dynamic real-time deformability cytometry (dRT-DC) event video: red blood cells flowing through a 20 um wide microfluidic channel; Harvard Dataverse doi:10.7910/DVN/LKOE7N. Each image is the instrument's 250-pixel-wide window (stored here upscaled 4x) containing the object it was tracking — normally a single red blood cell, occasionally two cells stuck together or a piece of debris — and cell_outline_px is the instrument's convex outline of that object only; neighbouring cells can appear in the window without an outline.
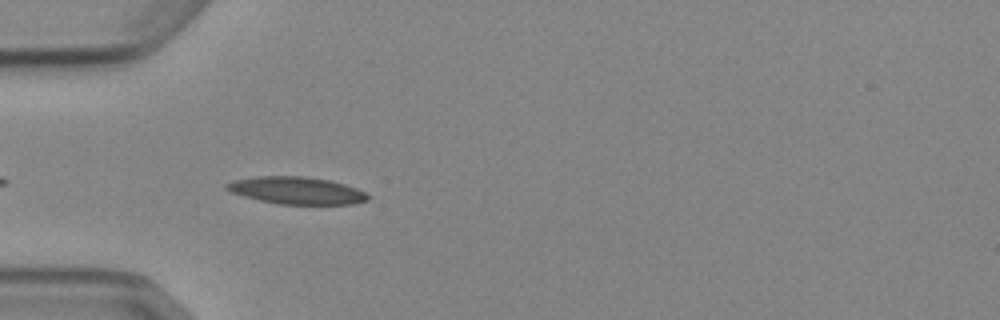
{"species": "Egyptian fruit bat (a non-hibernating species)", "species_latin": "Rousettus aegyptiacus", "temperature_condition": "cold", "stored_images_in_passage": 5, "camera_frame_rate_fps": 3000, "um_per_image_px": 0.085, "animal": {"sex": "female"}, "frame": {"image": 1, "passage_image": 4, "time_ms": 4.333, "image_size_px": [1000, 320], "cell_outline_px": [[372, 196], [368, 200], [352, 204], [280, 204], [260, 200], [244, 196], [232, 192], [224, 188], [224, 184], [232, 180], [256, 176], [304, 176], [332, 180], [356, 188]], "centroid_in_image_um": [25.21, 16.18], "position_along_channel_um": 59.8, "area_um2": 22.54}}
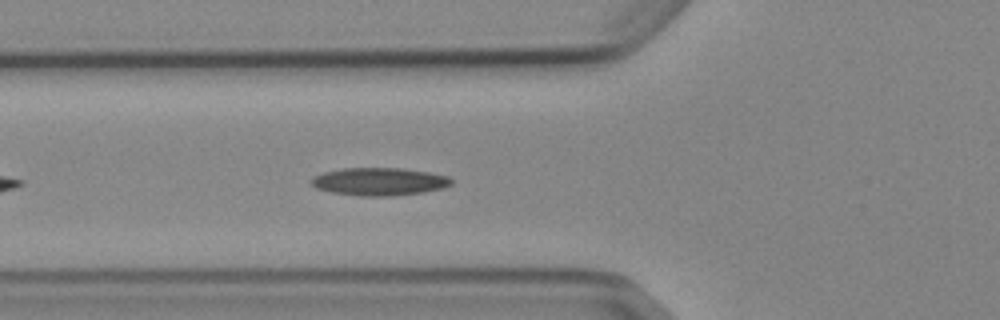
{"frame": {"image": 2, "passage_image": 5, "time_ms": 5.333, "image_size_px": [1000, 320], "cell_outline_px": [[452, 184], [444, 188], [420, 192], [388, 196], [360, 196], [332, 192], [316, 188], [312, 184], [312, 176], [324, 172], [344, 168], [400, 168], [428, 172], [448, 176], [452, 180]], "centroid_in_image_um": [32.23, 15.43], "position_along_channel_um": 93.6, "area_um2": 22.48}}